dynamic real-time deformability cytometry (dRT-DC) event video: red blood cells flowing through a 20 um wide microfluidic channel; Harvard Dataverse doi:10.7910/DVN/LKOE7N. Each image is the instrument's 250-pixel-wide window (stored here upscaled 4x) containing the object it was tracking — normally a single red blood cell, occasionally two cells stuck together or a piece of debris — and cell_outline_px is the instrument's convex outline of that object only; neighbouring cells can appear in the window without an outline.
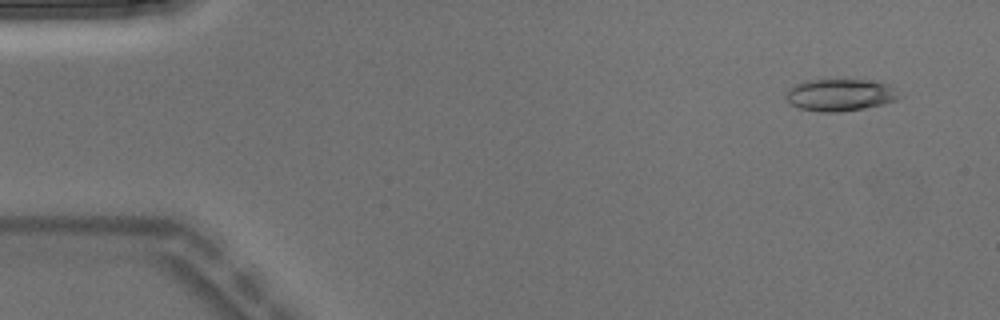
{"species": "Egyptian fruit bat (a non-hibernating species)", "species_latin": "Rousettus aegyptiacus", "temperature_condition": "warm", "stored_images_in_passage": 4, "camera_frame_rate_fps": 3000, "um_per_image_px": 0.085, "animal": {"sex": "male"}, "frame": {"image": 1, "passage_image": 1, "time_ms": 0.0, "image_size_px": [1000, 320], "cell_outline_px": [[904, 96], [896, 100], [884, 104], [864, 108], [836, 112], [820, 112], [800, 108], [788, 104], [784, 96], [788, 88], [804, 80], [864, 80], [888, 84], [896, 88]], "centroid_in_image_um": [71.41, 8.07], "position_along_channel_um": 13.6, "area_um2": 21.44}}